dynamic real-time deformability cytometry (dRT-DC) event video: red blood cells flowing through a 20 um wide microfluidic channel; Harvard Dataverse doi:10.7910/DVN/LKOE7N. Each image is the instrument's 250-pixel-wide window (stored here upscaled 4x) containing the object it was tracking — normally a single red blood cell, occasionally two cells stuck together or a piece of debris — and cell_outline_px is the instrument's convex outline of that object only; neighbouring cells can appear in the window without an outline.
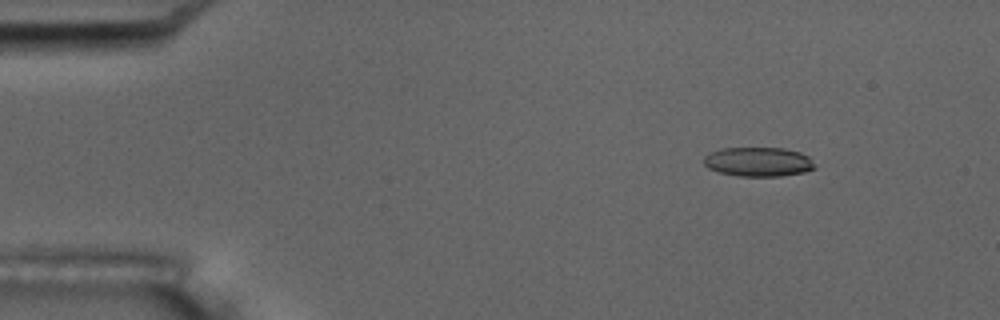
{"species": "common noctule bat (a hibernating species)", "species_latin": "Nyctalus noctula", "temperature_condition": "room temperature", "stored_images_in_passage": 6, "camera_frame_rate_fps": 3000, "um_per_image_px": 0.085, "animal": {"sex": "male", "body_mass_g": 17.5, "forearm_length_mm": 52.3}, "frame": {"image": 1, "passage_image": 3, "time_ms": 2.333, "image_size_px": [1000, 320], "cell_outline_px": [[816, 168], [804, 172], [780, 176], [736, 176], [716, 172], [708, 168], [704, 164], [704, 156], [712, 152], [724, 148], [784, 148], [800, 152], [808, 156]], "centroid_in_image_um": [64.44, 13.76], "position_along_channel_um": 20.6, "area_um2": 18.96}}